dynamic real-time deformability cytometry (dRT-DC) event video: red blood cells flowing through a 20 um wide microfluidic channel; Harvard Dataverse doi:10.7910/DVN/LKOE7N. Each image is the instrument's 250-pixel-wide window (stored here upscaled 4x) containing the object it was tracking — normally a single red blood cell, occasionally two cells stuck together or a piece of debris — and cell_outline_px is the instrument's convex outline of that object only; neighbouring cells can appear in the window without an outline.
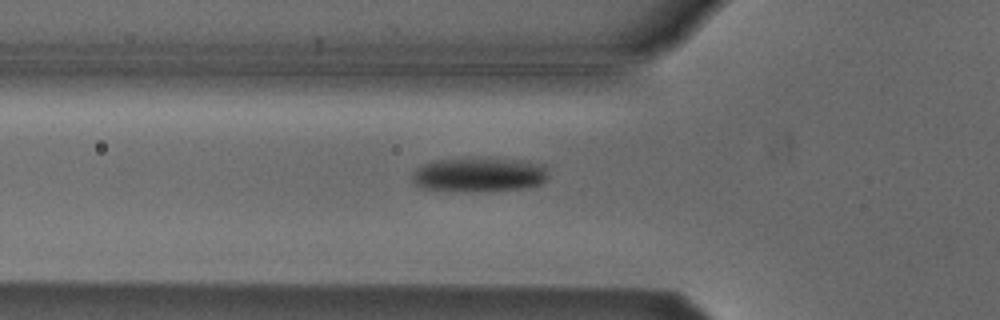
{"species": "Egyptian fruit bat (a non-hibernating species)", "species_latin": "Rousettus aegyptiacus", "temperature_condition": "cold", "stored_images_in_passage": 32, "camera_frame_rate_fps": 3000, "um_per_image_px": 0.085, "animal": {"sex": "male"}, "frame": {"image": 1, "passage_image": 2, "time_ms": 0.333, "image_size_px": [1000, 320], "cell_outline_px": [[548, 176], [540, 184], [524, 188], [420, 188], [412, 180], [412, 172], [416, 168], [424, 164], [440, 160], [528, 160], [544, 164], [548, 172]], "centroid_in_image_um": [40.78, 14.8], "position_along_channel_um": 85.0, "area_um2": 25.26}}
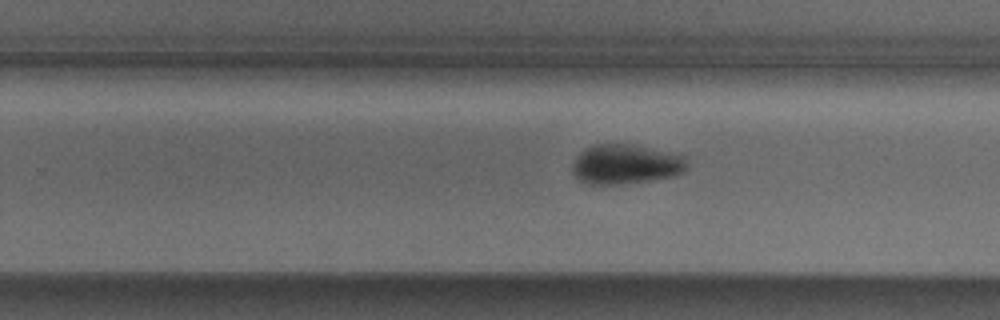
{"frame": {"image": 2, "passage_image": 17, "time_ms": 5.333, "image_size_px": [1000, 320], "cell_outline_px": [[688, 168], [684, 172], [676, 176], [648, 180], [616, 184], [588, 184], [580, 180], [572, 172], [572, 164], [576, 156], [584, 148], [596, 144], [632, 144], [684, 156], [688, 160]], "centroid_in_image_um": [53.19, 13.96], "position_along_channel_um": 276.6, "area_um2": 26.53}}
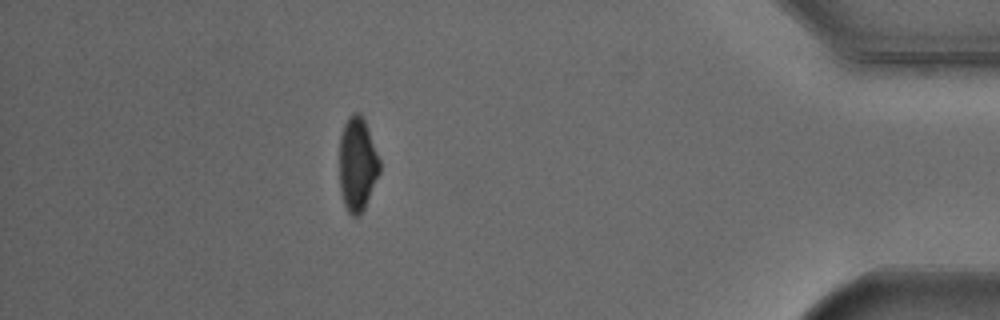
{"frame": {"image": 3, "passage_image": 31, "time_ms": 10.0, "image_size_px": [1000, 320], "cell_outline_px": [[380, 172], [364, 208], [356, 216], [352, 216], [348, 212], [344, 204], [340, 188], [340, 136], [344, 124], [348, 116], [352, 112], [360, 112], [364, 120], [380, 160]], "centroid_in_image_um": [30.37, 13.93], "position_along_channel_um": 404.8, "area_um2": 21.79}}